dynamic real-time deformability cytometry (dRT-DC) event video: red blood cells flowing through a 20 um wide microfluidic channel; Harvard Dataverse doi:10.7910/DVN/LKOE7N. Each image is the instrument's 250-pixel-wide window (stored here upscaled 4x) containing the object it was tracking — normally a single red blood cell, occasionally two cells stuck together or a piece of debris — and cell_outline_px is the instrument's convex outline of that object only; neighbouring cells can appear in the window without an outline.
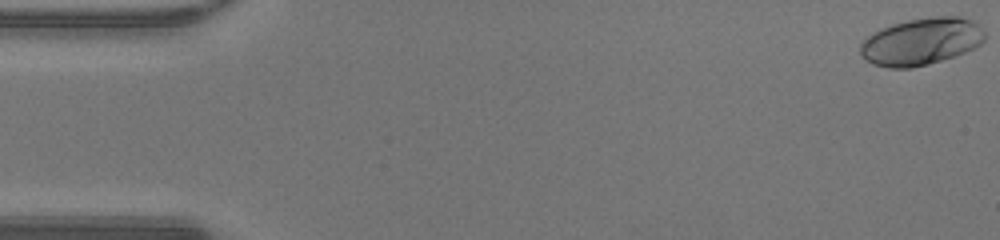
{"species": "human", "species_latin": "Homo sapiens", "temperature_condition": "warm", "stored_images_in_passage": 48, "camera_frame_rate_fps": 3000, "um_per_image_px": 0.085, "donor": {"sex": "male"}, "frame": {"image": 1, "passage_image": 1, "time_ms": 0.0, "image_size_px": [1000, 240], "cell_outline_px": [[984, 40], [976, 48], [928, 64], [912, 68], [888, 68], [872, 64], [864, 60], [860, 56], [860, 44], [868, 36], [892, 24], [908, 20], [936, 16], [960, 16], [972, 20], [984, 32]], "centroid_in_image_um": [78.28, 3.54], "position_along_channel_um": 6.7, "area_um2": 33.99}}
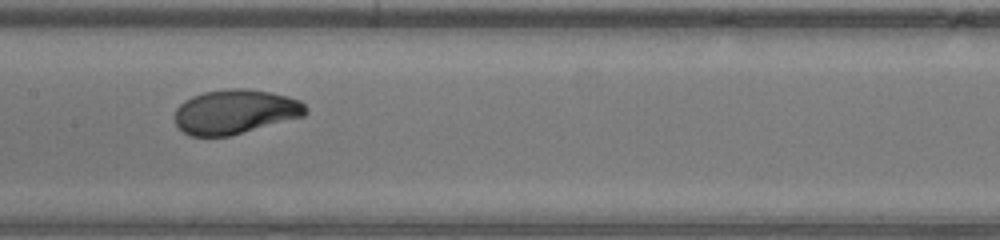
{"frame": {"image": 2, "passage_image": 24, "time_ms": 7.667, "image_size_px": [1000, 240], "cell_outline_px": [[308, 112], [304, 116], [232, 136], [188, 136], [176, 124], [176, 108], [184, 100], [192, 96], [204, 92], [232, 88], [244, 88], [268, 92], [288, 96], [300, 100], [308, 108]], "centroid_in_image_um": [20.01, 9.5], "position_along_channel_um": 187.4, "area_um2": 33.99}}
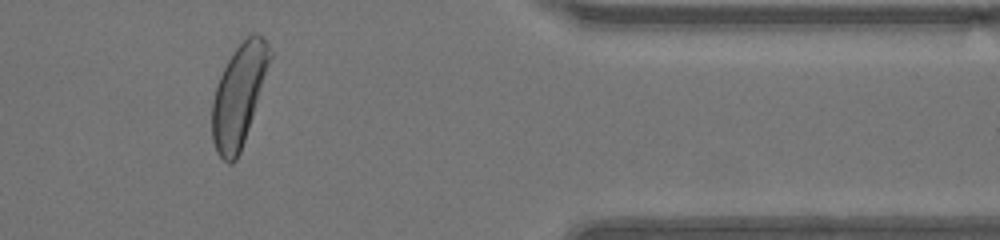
{"frame": {"image": 3, "passage_image": 40, "time_ms": 13.0, "image_size_px": [1000, 240], "cell_outline_px": [[272, 56], [240, 152], [236, 160], [232, 164], [228, 164], [216, 152], [212, 140], [212, 100], [216, 84], [228, 60], [236, 48], [252, 32], [256, 32], [264, 36], [272, 52]], "centroid_in_image_um": [20.29, 8.09], "position_along_channel_um": 391.1, "area_um2": 33.81}, "authors_computed_cell_mechanics": {"area_um2": 33.6107, "velocity_mm_per_s": 4.3262, "shape_relaxation_time_tau1_ms": 2.5283, "shape_relaxation_time_tau2_ms": null, "deformation_change_tau1": 0.1736, "deformation_change_tau2": null}}